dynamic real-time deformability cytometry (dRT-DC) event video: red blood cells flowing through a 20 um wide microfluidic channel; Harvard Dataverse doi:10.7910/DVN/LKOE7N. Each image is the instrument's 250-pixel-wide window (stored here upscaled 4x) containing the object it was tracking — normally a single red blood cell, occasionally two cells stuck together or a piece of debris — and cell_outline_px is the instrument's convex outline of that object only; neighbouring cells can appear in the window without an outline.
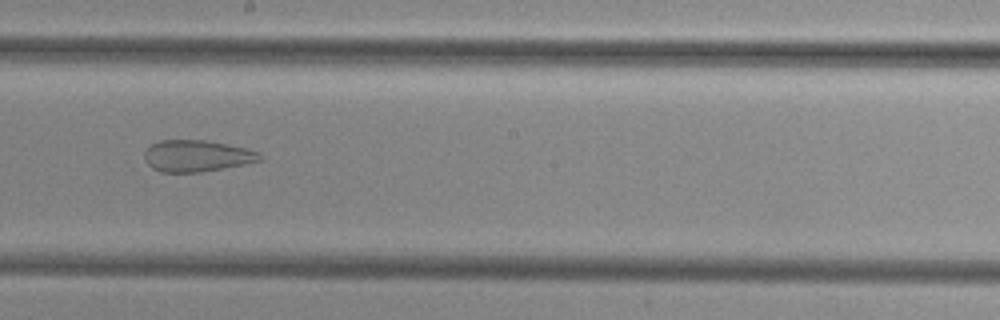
{"species": "common noctule bat (a hibernating species)", "species_latin": "Nyctalus noctula", "temperature_condition": "cold", "stored_images_in_passage": 49, "camera_frame_rate_fps": 3000, "um_per_image_px": 0.085, "animal": {"sex": "female", "body_mass_g": 29.2, "forearm_length_mm": 56.3}, "frame": {"image": 1, "passage_image": 28, "time_ms": 9.0, "image_size_px": [1000, 320], "cell_outline_px": [[264, 160], [244, 164], [200, 172], [160, 172], [152, 168], [144, 160], [144, 152], [152, 144], [160, 140], [204, 140], [228, 144], [260, 152], [264, 156]], "centroid_in_image_um": [16.74, 13.25], "position_along_channel_um": 231.5, "area_um2": 21.27}}
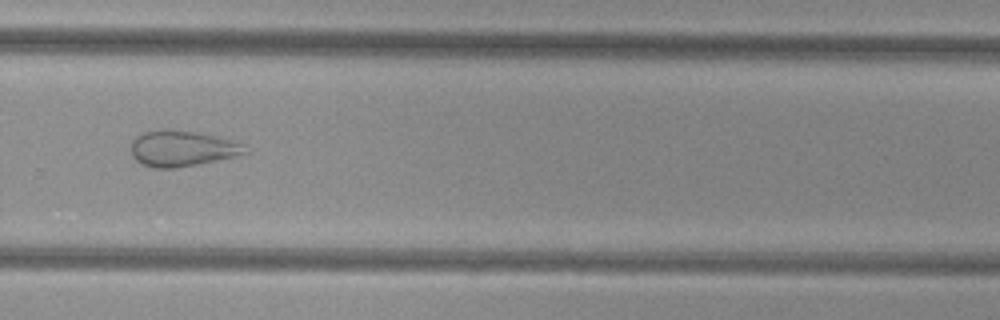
{"frame": {"image": 2, "passage_image": 34, "time_ms": 11.0, "image_size_px": [1000, 320], "cell_outline_px": [[248, 152], [236, 156], [176, 168], [152, 168], [140, 164], [132, 156], [132, 140], [136, 136], [144, 132], [168, 128], [196, 132], [244, 144]], "centroid_in_image_um": [15.42, 12.62], "position_along_channel_um": 314.4, "area_um2": 23.64}}
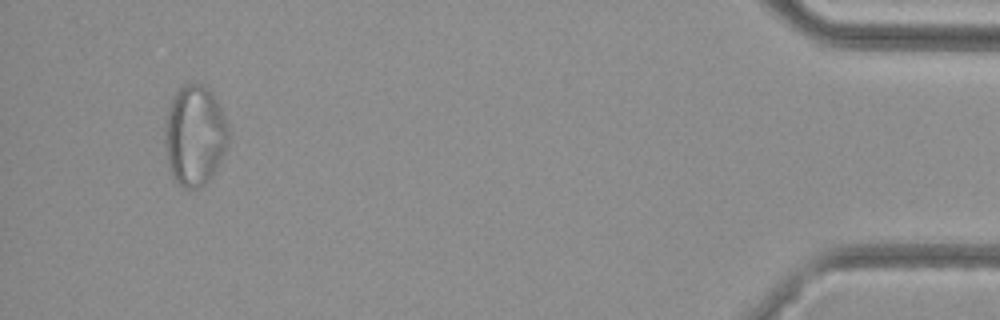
{"frame": {"image": 3, "passage_image": 47, "time_ms": 15.333, "image_size_px": [1000, 320], "cell_outline_px": [[232, 136], [228, 148], [216, 172], [204, 184], [196, 188], [184, 188], [172, 176], [168, 164], [164, 140], [164, 136], [168, 108], [176, 92], [180, 88], [188, 84], [204, 84], [208, 88], [216, 100], [224, 116]], "centroid_in_image_um": [16.6, 11.54], "position_along_channel_um": 418.6, "area_um2": 37.51}}